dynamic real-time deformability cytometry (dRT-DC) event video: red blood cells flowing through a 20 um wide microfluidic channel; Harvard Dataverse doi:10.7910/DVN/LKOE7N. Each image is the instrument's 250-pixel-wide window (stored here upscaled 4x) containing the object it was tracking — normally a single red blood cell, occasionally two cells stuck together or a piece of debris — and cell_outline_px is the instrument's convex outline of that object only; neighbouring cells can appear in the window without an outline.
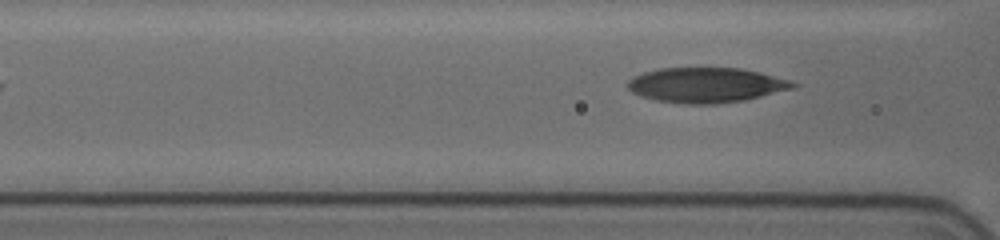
{"species": "human", "species_latin": "Homo sapiens", "temperature_condition": "cold", "stored_images_in_passage": 12, "segment_of_instrument_passage": [2, 2], "camera_frame_rate_fps": 3000, "um_per_image_px": 0.085, "donor": {"sex": "female"}, "frame": {"image": 1, "passage_image": 12, "time_ms": 3.667, "image_size_px": [1000, 240], "cell_outline_px": [[800, 84], [792, 88], [744, 100], [716, 104], [684, 104], [656, 100], [640, 96], [632, 92], [628, 88], [628, 80], [644, 72], [660, 68], [740, 68], [760, 72], [788, 80]], "centroid_in_image_um": [59.99, 7.23], "position_along_channel_um": 106.6, "area_um2": 33.47}}